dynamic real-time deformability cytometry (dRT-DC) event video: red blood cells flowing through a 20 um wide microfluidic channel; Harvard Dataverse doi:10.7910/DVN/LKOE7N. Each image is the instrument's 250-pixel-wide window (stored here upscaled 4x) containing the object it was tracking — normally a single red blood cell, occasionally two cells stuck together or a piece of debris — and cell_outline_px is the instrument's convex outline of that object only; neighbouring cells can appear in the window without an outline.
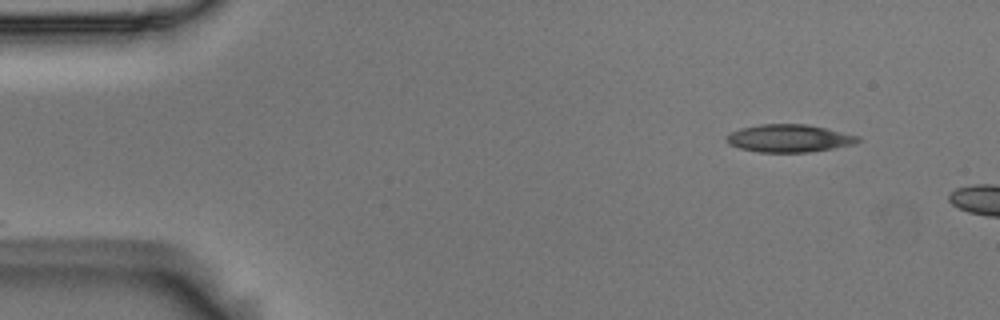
{"species": "Egyptian fruit bat (a non-hibernating species)", "species_latin": "Rousettus aegyptiacus", "temperature_condition": "room temperature", "stored_images_in_passage": 6, "camera_frame_rate_fps": 3000, "um_per_image_px": 0.085, "animal": {"sex": "male"}, "frame": {"image": 1, "passage_image": 1, "time_ms": 0.0, "image_size_px": [1000, 320], "cell_outline_px": [[860, 140], [856, 144], [808, 152], [760, 152], [740, 148], [728, 144], [724, 140], [724, 136], [728, 132], [740, 128], [760, 124], [808, 124], [828, 128], [860, 136]], "centroid_in_image_um": [67.04, 11.74], "position_along_channel_um": 18.0, "area_um2": 21.5}}